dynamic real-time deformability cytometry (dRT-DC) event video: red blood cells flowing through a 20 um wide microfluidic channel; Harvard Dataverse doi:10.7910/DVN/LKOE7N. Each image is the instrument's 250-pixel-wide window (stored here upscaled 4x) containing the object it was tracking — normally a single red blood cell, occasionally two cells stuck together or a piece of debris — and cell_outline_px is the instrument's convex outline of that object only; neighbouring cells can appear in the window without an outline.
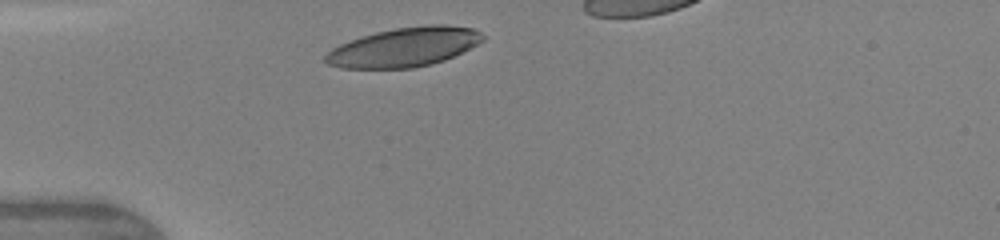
{"species": "human", "species_latin": "Homo sapiens", "temperature_condition": "warm", "stored_images_in_passage": 3, "camera_frame_rate_fps": 3000, "um_per_image_px": 0.085, "donor": {"sex": "female"}, "frame": {"image": 1, "passage_image": 1, "time_ms": 0.0, "image_size_px": [1000, 240], "cell_outline_px": [[484, 40], [444, 60], [432, 64], [412, 68], [340, 68], [328, 64], [324, 60], [324, 56], [332, 48], [340, 44], [360, 36], [376, 32], [396, 28], [428, 24], [444, 24], [472, 28], [480, 32], [484, 36]], "centroid_in_image_um": [34.32, 4.0], "position_along_channel_um": 50.7, "area_um2": 35.78}}